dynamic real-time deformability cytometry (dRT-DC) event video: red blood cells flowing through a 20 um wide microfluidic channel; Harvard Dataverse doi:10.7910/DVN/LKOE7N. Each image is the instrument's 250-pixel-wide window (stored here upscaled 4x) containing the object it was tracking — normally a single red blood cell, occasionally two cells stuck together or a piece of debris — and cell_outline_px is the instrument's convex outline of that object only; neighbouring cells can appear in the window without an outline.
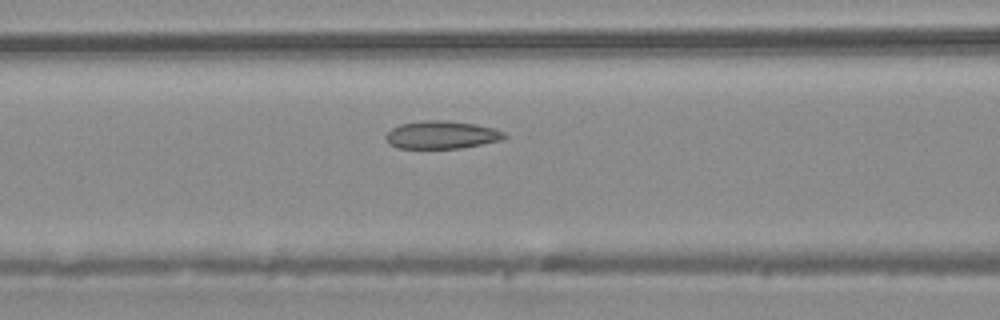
{"species": "common noctule bat (a hibernating species)", "species_latin": "Nyctalus noctula", "temperature_condition": "warm", "stored_images_in_passage": 5, "camera_frame_rate_fps": 3000, "um_per_image_px": 0.085, "animal": {"sex": "male", "body_mass_g": 20.4}, "frame": {"image": 1, "passage_image": 5, "time_ms": 1.333, "image_size_px": [1000, 320], "cell_outline_px": [[508, 136], [500, 140], [460, 148], [400, 148], [388, 144], [384, 136], [392, 128], [400, 124], [424, 120], [444, 120], [476, 124], [492, 128], [504, 132]], "centroid_in_image_um": [37.5, 11.46], "position_along_channel_um": 129.1, "area_um2": 19.13}}